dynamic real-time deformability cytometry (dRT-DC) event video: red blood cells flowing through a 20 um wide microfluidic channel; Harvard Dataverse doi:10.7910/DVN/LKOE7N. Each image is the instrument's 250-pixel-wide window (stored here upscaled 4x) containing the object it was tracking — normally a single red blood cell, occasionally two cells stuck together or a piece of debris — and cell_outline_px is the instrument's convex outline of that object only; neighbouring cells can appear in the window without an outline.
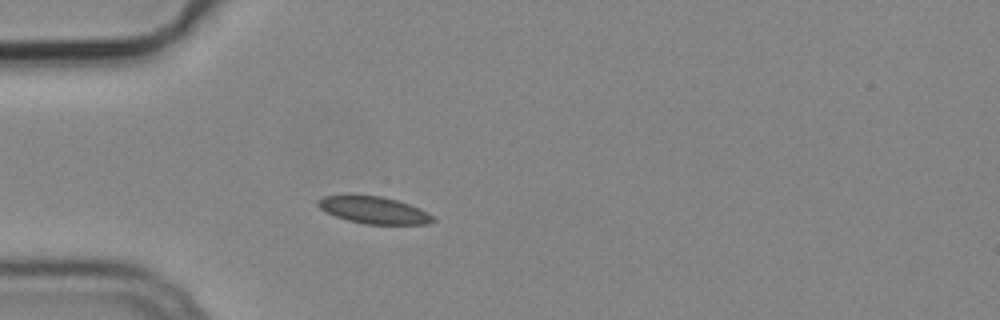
{"species": "common noctule bat (a hibernating species)", "species_latin": "Nyctalus noctula", "temperature_condition": "cold", "stored_images_in_passage": 3, "camera_frame_rate_fps": 3000, "um_per_image_px": 0.085, "animal": {"sex": "male", "body_mass_g": 19.2, "forearm_length_mm": 51.8}, "frame": {"image": 1, "passage_image": 3, "time_ms": 0.667, "image_size_px": [1000, 320], "cell_outline_px": [[436, 220], [428, 224], [364, 224], [348, 220], [324, 212], [316, 204], [316, 200], [324, 196], [380, 196], [396, 200], [420, 208], [428, 212]], "centroid_in_image_um": [31.78, 17.87], "position_along_channel_um": 53.2, "area_um2": 17.92}}